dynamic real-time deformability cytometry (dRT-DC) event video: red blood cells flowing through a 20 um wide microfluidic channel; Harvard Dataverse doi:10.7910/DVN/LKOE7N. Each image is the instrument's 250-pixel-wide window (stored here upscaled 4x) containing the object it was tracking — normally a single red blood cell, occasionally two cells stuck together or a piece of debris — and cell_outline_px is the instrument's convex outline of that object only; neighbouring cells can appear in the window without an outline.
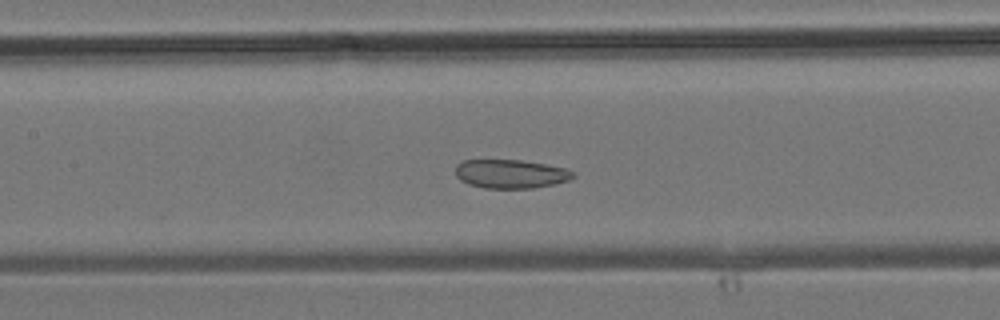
{"species": "common noctule bat (a hibernating species)", "species_latin": "Nyctalus noctula", "temperature_condition": "room temperature", "stored_images_in_passage": 38, "camera_frame_rate_fps": 3000, "um_per_image_px": 0.085, "animal": {"sex": "male", "body_mass_g": 19.2, "forearm_length_mm": 51.8}, "frame": {"image": 1, "passage_image": 17, "time_ms": 5.333, "image_size_px": [1000, 320], "cell_outline_px": [[576, 176], [568, 180], [556, 184], [532, 188], [484, 188], [468, 184], [460, 180], [456, 176], [456, 164], [464, 160], [520, 160], [544, 164], [564, 168], [576, 172]], "centroid_in_image_um": [43.41, 14.78], "position_along_channel_um": 164.0, "area_um2": 19.77}}
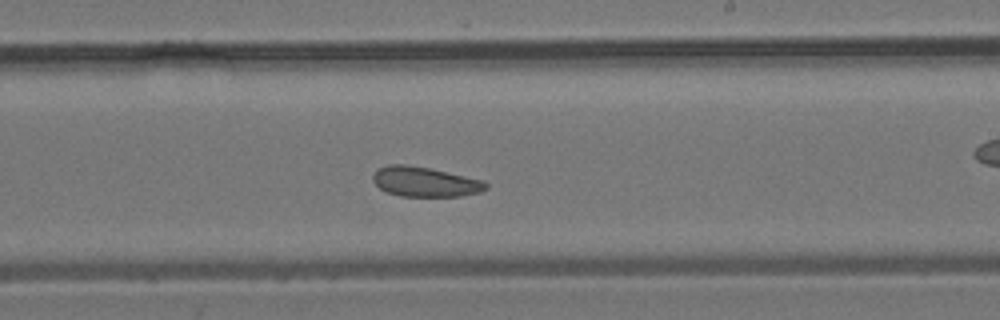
{"frame": {"image": 2, "passage_image": 22, "time_ms": 7.0, "image_size_px": [1000, 320], "cell_outline_px": [[488, 188], [480, 192], [460, 196], [400, 196], [388, 192], [380, 188], [372, 180], [372, 176], [376, 168], [388, 164], [404, 164], [428, 168], [484, 180], [488, 184]], "centroid_in_image_um": [36.11, 15.44], "position_along_channel_um": 252.9, "area_um2": 19.65}}
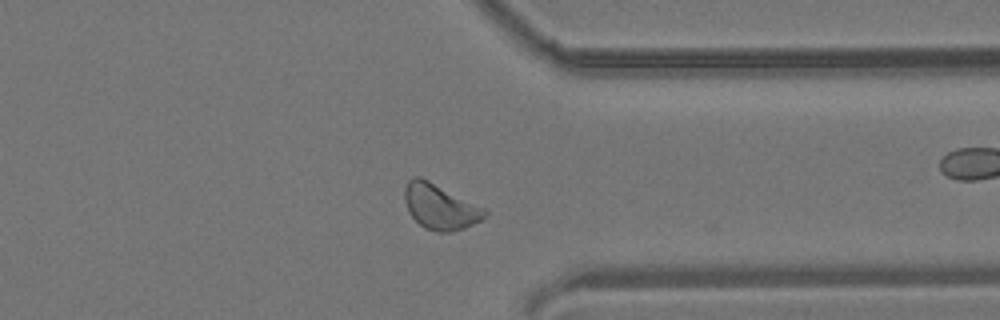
{"frame": {"image": 3, "passage_image": 29, "time_ms": 9.333, "image_size_px": [1000, 320], "cell_outline_px": [[488, 212], [480, 220], [464, 228], [452, 232], [436, 232], [424, 228], [408, 212], [404, 200], [404, 188], [408, 180], [412, 176], [420, 176], [484, 208]], "centroid_in_image_um": [37.36, 17.57], "position_along_channel_um": 374.0, "area_um2": 20.98}}